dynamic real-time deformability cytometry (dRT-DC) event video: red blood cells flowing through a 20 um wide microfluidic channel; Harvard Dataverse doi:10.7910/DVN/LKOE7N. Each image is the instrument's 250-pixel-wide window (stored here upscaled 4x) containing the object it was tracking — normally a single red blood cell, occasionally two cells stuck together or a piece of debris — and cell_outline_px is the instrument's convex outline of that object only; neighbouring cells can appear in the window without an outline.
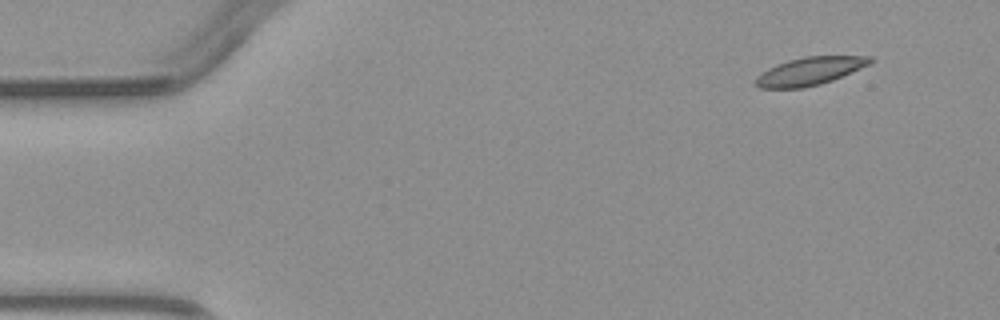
{"species": "common noctule bat (a hibernating species)", "species_latin": "Nyctalus noctula", "temperature_condition": "warm", "stored_images_in_passage": 2, "camera_frame_rate_fps": 3000, "um_per_image_px": 0.085, "animal": {"sex": "male", "body_mass_g": 23.1, "forearm_length_mm": 52.7}, "frame": {"image": 1, "passage_image": 1, "time_ms": 0.0, "image_size_px": [1000, 320], "cell_outline_px": [[876, 60], [860, 68], [832, 80], [820, 84], [804, 88], [760, 88], [756, 84], [756, 76], [768, 68], [776, 64], [788, 60], [804, 56], [872, 56]], "centroid_in_image_um": [68.82, 6.04], "position_along_channel_um": 16.2, "area_um2": 18.55}}